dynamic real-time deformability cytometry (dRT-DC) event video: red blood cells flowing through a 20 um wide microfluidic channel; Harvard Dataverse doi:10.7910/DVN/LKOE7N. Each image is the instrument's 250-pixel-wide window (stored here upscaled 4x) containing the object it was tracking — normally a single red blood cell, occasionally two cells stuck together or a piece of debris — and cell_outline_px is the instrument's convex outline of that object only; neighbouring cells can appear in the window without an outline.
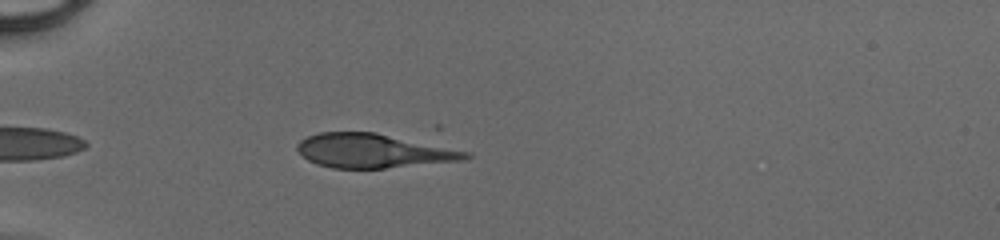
{"species": "human", "species_latin": "Homo sapiens", "temperature_condition": "cold", "stored_images_in_passage": 34, "camera_frame_rate_fps": 3000, "um_per_image_px": 0.085, "donor": {"sex": "male"}, "frame": {"image": 1, "passage_image": 4, "time_ms": 1.0, "image_size_px": [1000, 240], "cell_outline_px": [[472, 156], [468, 160], [384, 168], [332, 168], [316, 164], [308, 160], [296, 148], [296, 144], [300, 140], [308, 136], [320, 132], [376, 132], [472, 152]], "centroid_in_image_um": [31.77, 12.82], "position_along_channel_um": 53.2, "area_um2": 33.52}}
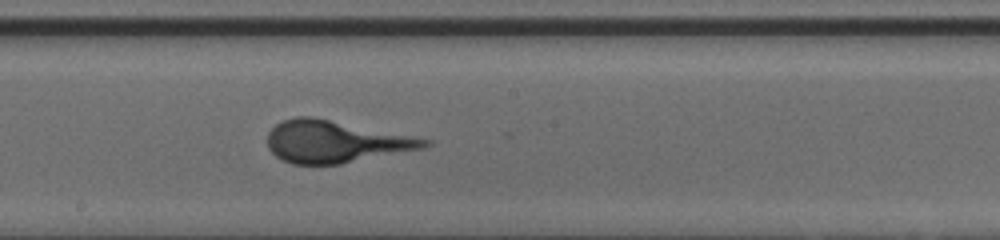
{"frame": {"image": 2, "passage_image": 17, "time_ms": 5.333, "image_size_px": [1000, 240], "cell_outline_px": [[432, 144], [424, 148], [340, 164], [292, 164], [280, 160], [268, 148], [268, 132], [276, 124], [284, 120], [296, 116], [312, 116], [432, 140]], "centroid_in_image_um": [28.48, 12.04], "position_along_channel_um": 219.7, "area_um2": 38.32}}
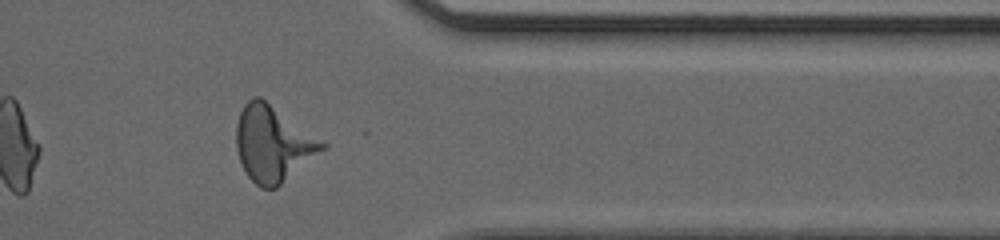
{"frame": {"image": 3, "passage_image": 29, "time_ms": 9.333, "image_size_px": [1000, 240], "cell_outline_px": [[328, 144], [324, 148], [276, 188], [260, 188], [248, 176], [240, 160], [236, 148], [236, 124], [240, 112], [244, 104], [252, 96], [260, 96]], "centroid_in_image_um": [23.16, 12.19], "position_along_channel_um": 388.2, "area_um2": 37.34}}